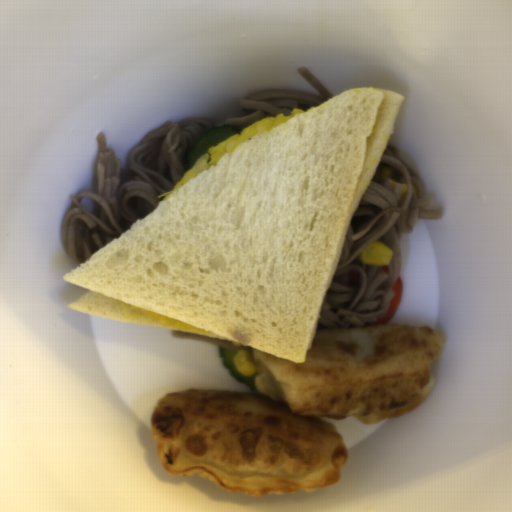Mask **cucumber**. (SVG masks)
Here are the masks:
<instances>
[{
  "instance_id": "1",
  "label": "cucumber",
  "mask_w": 512,
  "mask_h": 512,
  "mask_svg": "<svg viewBox=\"0 0 512 512\" xmlns=\"http://www.w3.org/2000/svg\"><path fill=\"white\" fill-rule=\"evenodd\" d=\"M241 129L234 125L212 127L205 131L200 139L189 149L184 158L185 173L192 169L200 157L208 152L209 148L240 133Z\"/></svg>"
},
{
  "instance_id": "2",
  "label": "cucumber",
  "mask_w": 512,
  "mask_h": 512,
  "mask_svg": "<svg viewBox=\"0 0 512 512\" xmlns=\"http://www.w3.org/2000/svg\"><path fill=\"white\" fill-rule=\"evenodd\" d=\"M219 357L222 361L223 366L229 371L233 379L245 386H247L253 393H259L256 388V378L258 372L256 371L251 376H245L237 371L233 359L237 352L236 350L227 349L218 346Z\"/></svg>"
}]
</instances>
